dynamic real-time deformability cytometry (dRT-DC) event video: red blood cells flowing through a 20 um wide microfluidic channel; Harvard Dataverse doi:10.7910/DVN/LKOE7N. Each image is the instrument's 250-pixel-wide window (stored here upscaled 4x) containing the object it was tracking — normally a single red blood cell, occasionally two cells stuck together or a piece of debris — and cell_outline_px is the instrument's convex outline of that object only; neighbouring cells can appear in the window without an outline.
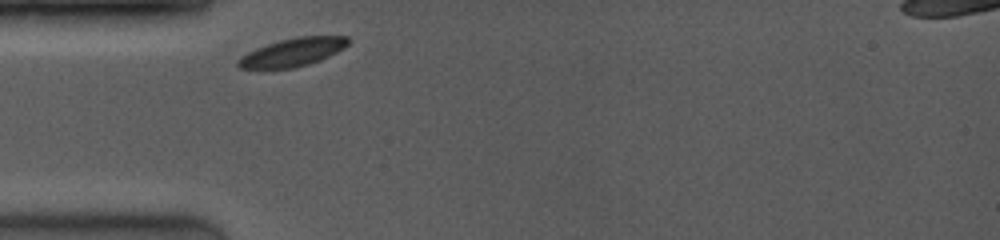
{"species": "common noctule bat (a hibernating species)", "species_latin": "Nyctalus noctula", "temperature_condition": "room temperature", "stored_images_in_passage": 5, "camera_frame_rate_fps": 4000, "um_per_image_px": 0.085, "animal": {"sex": "female", "body_mass_g": 19.0, "forearm_length_mm": 53.3}, "frame": {"image": 1, "passage_image": 1, "time_ms": 0.0, "image_size_px": [1000, 240], "cell_outline_px": [[348, 44], [336, 52], [320, 60], [308, 64], [292, 68], [240, 68], [236, 64], [248, 52], [256, 48], [280, 40], [300, 36], [348, 36]], "centroid_in_image_um": [24.9, 4.43], "position_along_channel_um": 60.1, "area_um2": 17.57}}
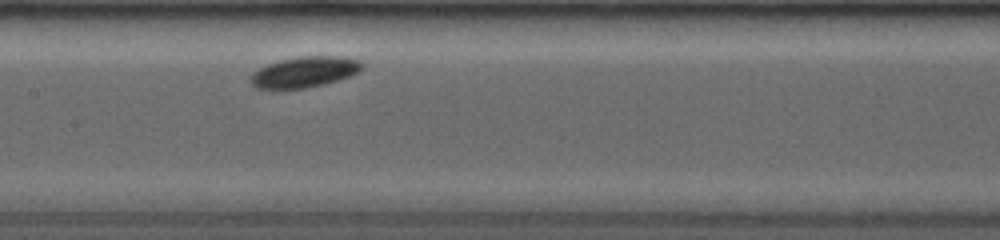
{"frame": {"image": 2, "passage_image": 5, "time_ms": 3.25, "image_size_px": [1000, 240], "cell_outline_px": [[364, 64], [356, 72], [348, 76], [336, 80], [304, 88], [256, 88], [252, 84], [252, 76], [260, 68], [268, 64], [280, 60], [296, 56], [340, 56], [360, 60]], "centroid_in_image_um": [25.9, 6.09], "position_along_channel_um": 181.5, "area_um2": 19.36}}